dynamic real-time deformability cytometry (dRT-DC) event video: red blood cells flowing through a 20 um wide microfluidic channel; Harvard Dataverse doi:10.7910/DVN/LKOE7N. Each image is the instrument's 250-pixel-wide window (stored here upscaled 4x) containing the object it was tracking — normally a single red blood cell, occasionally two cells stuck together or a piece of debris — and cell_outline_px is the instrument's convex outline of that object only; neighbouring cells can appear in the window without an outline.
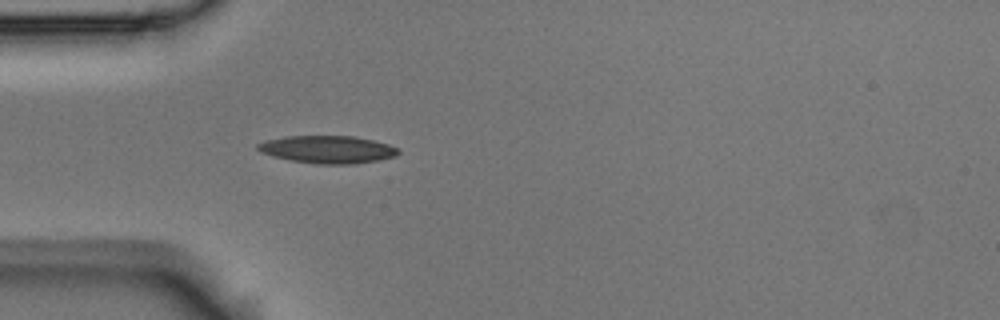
{"species": "Egyptian fruit bat (a non-hibernating species)", "species_latin": "Rousettus aegyptiacus", "temperature_condition": "room temperature", "stored_images_in_passage": 3, "camera_frame_rate_fps": 3000, "um_per_image_px": 0.085, "animal": {"sex": "male"}, "frame": {"image": 1, "passage_image": 3, "time_ms": 0.667, "image_size_px": [1000, 320], "cell_outline_px": [[400, 152], [396, 156], [380, 160], [356, 164], [316, 164], [292, 160], [276, 156], [264, 152], [256, 148], [256, 144], [264, 140], [284, 136], [356, 136], [388, 144], [400, 148]], "centroid_in_image_um": [27.9, 12.7], "position_along_channel_um": 57.1, "area_um2": 22.66}}